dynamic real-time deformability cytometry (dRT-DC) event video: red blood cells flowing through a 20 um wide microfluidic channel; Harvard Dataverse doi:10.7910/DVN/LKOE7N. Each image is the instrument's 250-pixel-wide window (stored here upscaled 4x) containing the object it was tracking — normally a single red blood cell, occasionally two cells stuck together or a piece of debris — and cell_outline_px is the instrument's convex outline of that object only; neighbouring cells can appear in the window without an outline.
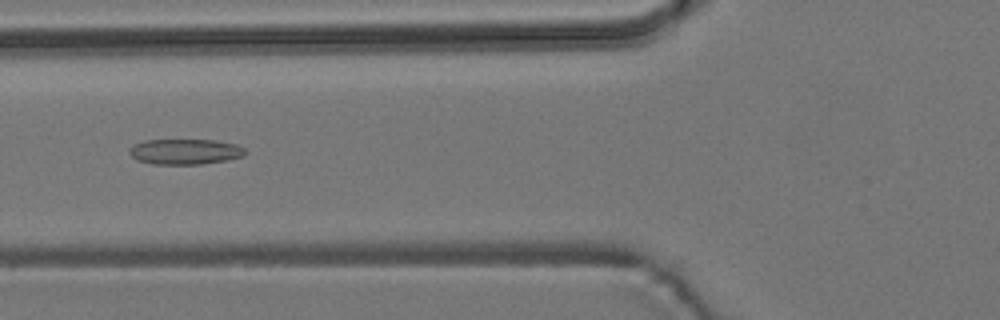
{"species": "common noctule bat (a hibernating species)", "species_latin": "Nyctalus noctula", "temperature_condition": "room temperature", "stored_images_in_passage": 42, "camera_frame_rate_fps": 3000, "um_per_image_px": 0.085, "animal": {"sex": "male", "body_mass_g": 19.2, "forearm_length_mm": 51.8}, "frame": {"image": 1, "passage_image": 9, "time_ms": 2.667, "image_size_px": [1000, 320], "cell_outline_px": [[244, 156], [228, 160], [200, 164], [152, 164], [136, 160], [128, 152], [132, 144], [144, 140], [216, 140], [236, 144], [244, 148]], "centroid_in_image_um": [15.7, 12.89], "position_along_channel_um": 110.1, "area_um2": 17.28}}
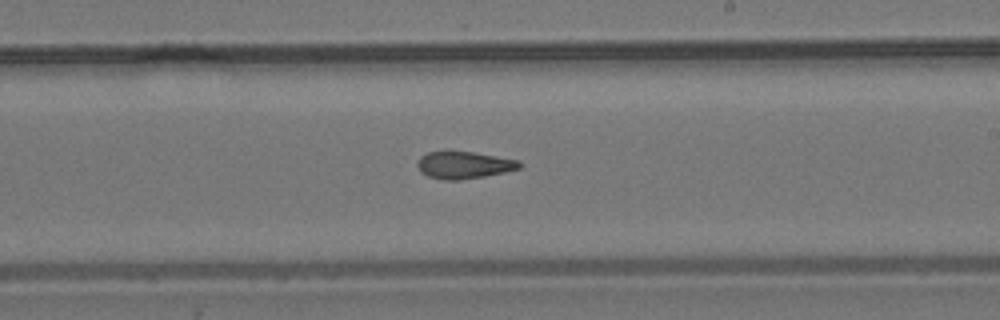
{"frame": {"image": 2, "passage_image": 20, "time_ms": 6.333, "image_size_px": [1000, 320], "cell_outline_px": [[524, 164], [520, 168], [504, 172], [484, 176], [460, 180], [444, 180], [428, 176], [420, 172], [416, 164], [420, 156], [428, 152], [448, 148], [520, 160]], "centroid_in_image_um": [39.4, 13.99], "position_along_channel_um": 249.6, "area_um2": 16.76}}
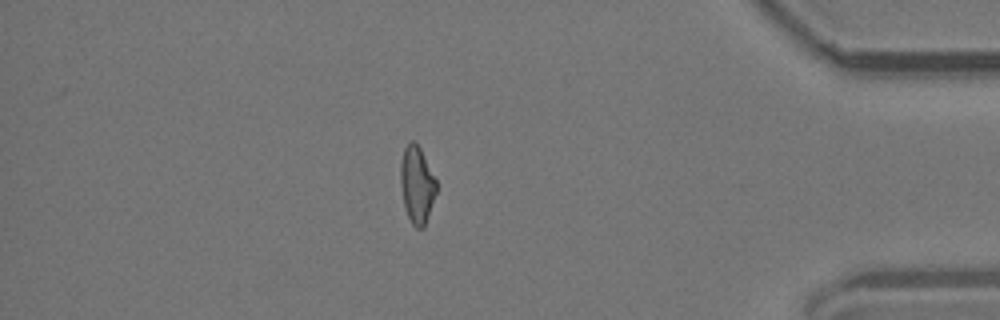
{"frame": {"image": 3, "passage_image": 35, "time_ms": 11.333, "image_size_px": [1000, 320], "cell_outline_px": [[436, 192], [424, 228], [416, 228], [412, 224], [408, 216], [404, 204], [400, 184], [400, 164], [404, 148], [412, 140], [416, 140], [436, 180]], "centroid_in_image_um": [35.42, 15.69], "position_along_channel_um": 399.8, "area_um2": 15.95}, "authors_computed_cell_mechanics": {"area_um2": 16.5886, "velocity_mm_per_s": 3.798, "shape_relaxation_time_tau1_ms": null, "shape_relaxation_time_tau2_ms": 4.5814, "deformation_change_tau1": null, "deformation_change_tau2": 0.1471}}